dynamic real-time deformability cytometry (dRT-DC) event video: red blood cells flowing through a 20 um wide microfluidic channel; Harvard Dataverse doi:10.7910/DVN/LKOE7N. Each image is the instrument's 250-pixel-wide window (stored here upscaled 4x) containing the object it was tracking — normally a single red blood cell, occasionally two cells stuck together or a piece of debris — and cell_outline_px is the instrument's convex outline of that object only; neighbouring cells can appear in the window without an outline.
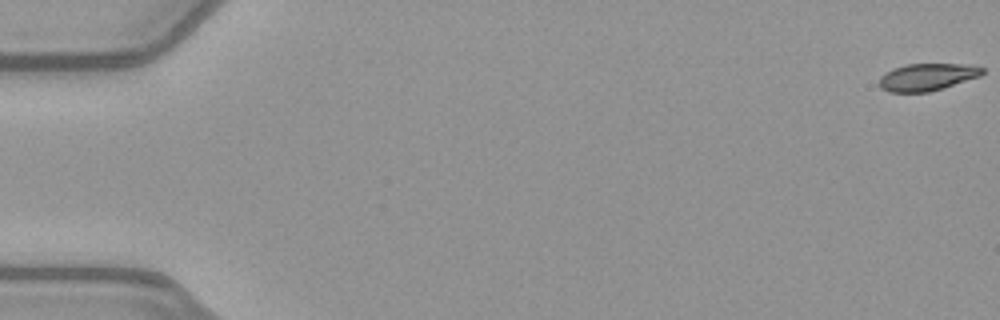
{"species": "common noctule bat (a hibernating species)", "species_latin": "Nyctalus noctula", "temperature_condition": "warm", "stored_images_in_passage": 53, "camera_frame_rate_fps": 3000, "um_per_image_px": 0.085, "animal": {"sex": "female", "body_mass_g": 21.9}, "frame": {"image": 1, "passage_image": 1, "time_ms": 0.0, "image_size_px": [1000, 320], "cell_outline_px": [[984, 72], [980, 76], [944, 88], [928, 92], [888, 92], [880, 88], [880, 76], [884, 72], [892, 68], [908, 64], [964, 64], [984, 68]], "centroid_in_image_um": [78.78, 6.55], "position_along_channel_um": 6.2, "area_um2": 16.42}}
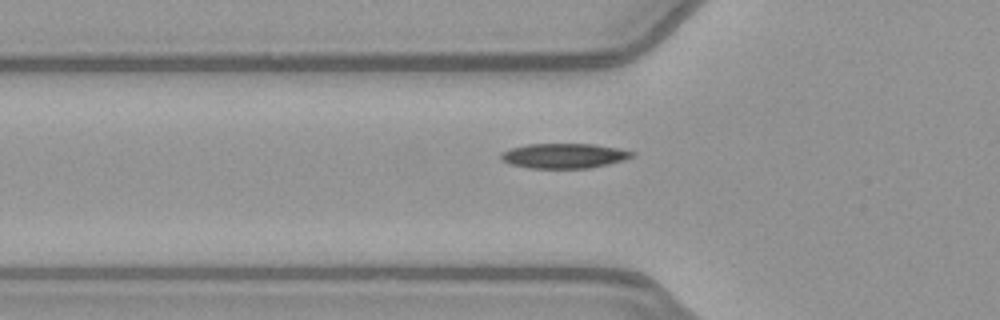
{"frame": {"image": 2, "passage_image": 19, "time_ms": 6.0, "image_size_px": [1000, 320], "cell_outline_px": [[636, 156], [624, 160], [608, 164], [588, 168], [532, 168], [508, 164], [500, 160], [500, 152], [512, 148], [528, 144], [592, 144], [616, 148], [636, 152]], "centroid_in_image_um": [47.93, 13.24], "position_along_channel_um": 77.9, "area_um2": 19.07}}
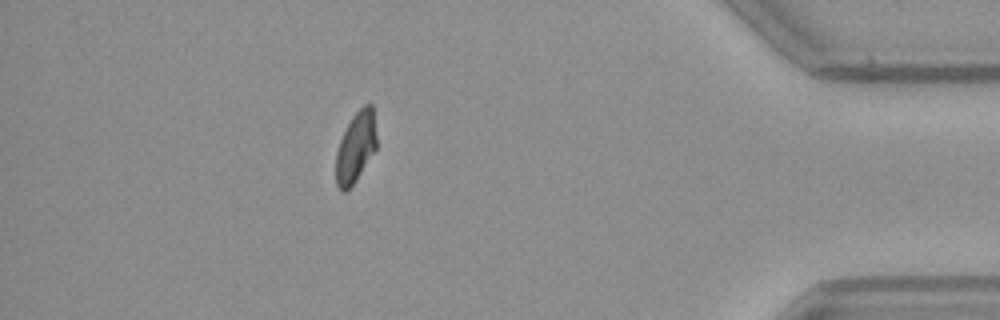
{"frame": {"image": 3, "passage_image": 47, "time_ms": 15.333, "image_size_px": [1000, 320], "cell_outline_px": [[376, 148], [356, 180], [344, 192], [340, 192], [336, 184], [336, 152], [340, 140], [352, 116], [364, 104], [372, 104], [376, 136]], "centroid_in_image_um": [30.22, 12.52], "position_along_channel_um": 405.0, "area_um2": 16.47}, "authors_computed_cell_mechanics": {"area_um2": 17.9758, "velocity_mm_per_s": 3.9963, "shape_relaxation_time_tau1_ms": 4.683, "shape_relaxation_time_tau2_ms": 6.1905, "deformation_change_tau1": 0.1506, "deformation_change_tau2": 0.0964}}